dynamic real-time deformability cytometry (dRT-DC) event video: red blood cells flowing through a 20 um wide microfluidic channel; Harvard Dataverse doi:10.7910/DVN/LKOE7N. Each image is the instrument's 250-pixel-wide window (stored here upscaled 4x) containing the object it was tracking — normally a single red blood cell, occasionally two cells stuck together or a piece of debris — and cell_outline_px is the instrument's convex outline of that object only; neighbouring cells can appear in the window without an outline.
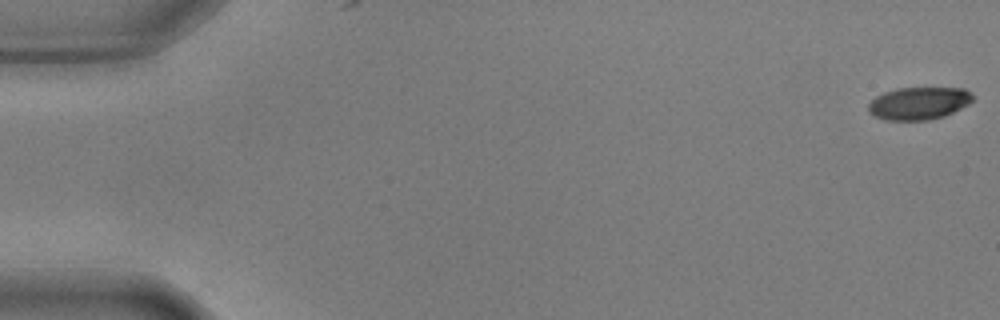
{"species": "common noctule bat (a hibernating species)", "species_latin": "Nyctalus noctula", "temperature_condition": "warm", "stored_images_in_passage": 57, "camera_frame_rate_fps": 3000, "um_per_image_px": 0.085, "animal": {"sex": "male", "body_mass_g": 17.9, "forearm_length_mm": 54.2}, "frame": {"image": 1, "passage_image": 1, "time_ms": 0.0, "image_size_px": [1000, 320], "cell_outline_px": [[972, 100], [968, 104], [944, 116], [928, 120], [884, 120], [868, 112], [868, 104], [876, 96], [884, 92], [896, 88], [964, 88], [972, 96]], "centroid_in_image_um": [78.05, 8.78], "position_along_channel_um": 6.9, "area_um2": 19.65}}
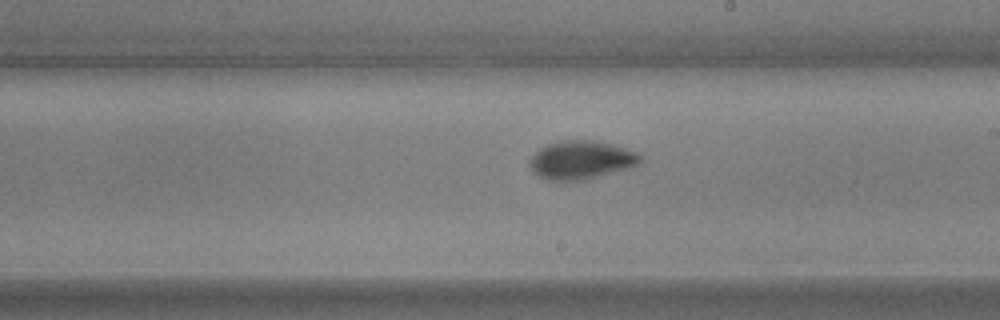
{"frame": {"image": 2, "passage_image": 33, "time_ms": 10.667, "image_size_px": [1000, 320], "cell_outline_px": [[644, 160], [640, 164], [632, 168], [588, 180], [544, 180], [532, 172], [532, 156], [540, 148], [548, 144], [564, 140], [592, 140], [612, 144], [636, 152]], "centroid_in_image_um": [49.46, 13.62], "position_along_channel_um": 239.5, "area_um2": 24.91}}
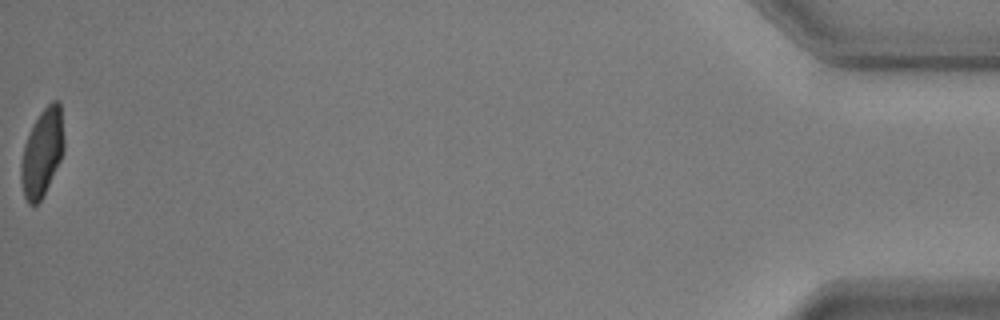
{"frame": {"image": 3, "passage_image": 57, "time_ms": 18.667, "image_size_px": [1000, 320], "cell_outline_px": [[64, 152], [40, 200], [36, 204], [28, 204], [24, 196], [20, 180], [20, 160], [24, 144], [40, 112], [52, 100], [60, 100], [64, 136]], "centroid_in_image_um": [3.58, 12.94], "position_along_channel_um": 431.6, "area_um2": 21.79}, "authors_computed_cell_mechanics": {"area_um2": 22.8888, "velocity_mm_per_s": 3.588, "shape_relaxation_time_tau1_ms": 3.1216, "shape_relaxation_time_tau2_ms": null, "deformation_change_tau1": 0.1421, "deformation_change_tau2": null}}